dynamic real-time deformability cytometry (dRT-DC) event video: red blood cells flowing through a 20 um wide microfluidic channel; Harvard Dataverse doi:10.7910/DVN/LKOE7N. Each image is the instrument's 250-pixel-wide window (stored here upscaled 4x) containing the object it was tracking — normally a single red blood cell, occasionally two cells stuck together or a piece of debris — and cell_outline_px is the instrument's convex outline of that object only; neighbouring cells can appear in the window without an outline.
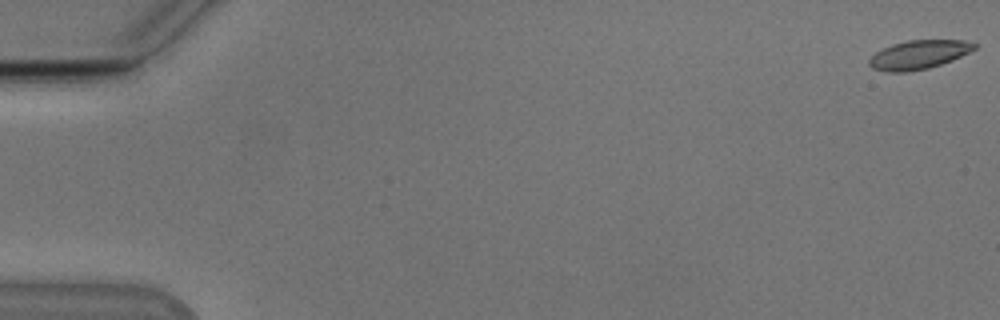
{"species": "Egyptian fruit bat (a non-hibernating species)", "species_latin": "Rousettus aegyptiacus", "temperature_condition": "cold", "stored_images_in_passage": 55, "camera_frame_rate_fps": 3000, "um_per_image_px": 0.085, "animal": {"sex": "male"}, "frame": {"image": 1, "passage_image": 1, "time_ms": 0.0, "image_size_px": [1000, 320], "cell_outline_px": [[976, 48], [952, 60], [928, 68], [908, 72], [888, 72], [872, 68], [868, 64], [868, 60], [876, 52], [892, 44], [908, 40], [964, 40], [976, 44]], "centroid_in_image_um": [78.06, 4.65], "position_along_channel_um": 6.9, "area_um2": 17.51}}
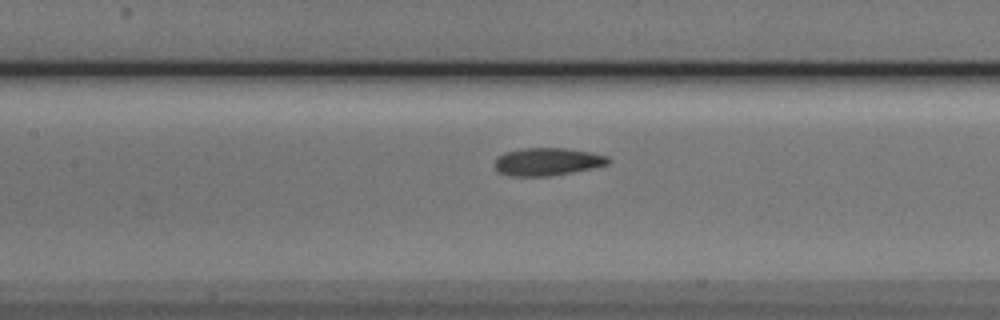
{"frame": {"image": 2, "passage_image": 26, "time_ms": 8.333, "image_size_px": [1000, 320], "cell_outline_px": [[612, 160], [608, 164], [592, 168], [572, 172], [548, 176], [508, 176], [496, 172], [496, 156], [504, 152], [520, 148], [564, 148], [588, 152], [608, 156]], "centroid_in_image_um": [46.49, 13.74], "position_along_channel_um": 160.9, "area_um2": 18.44}}
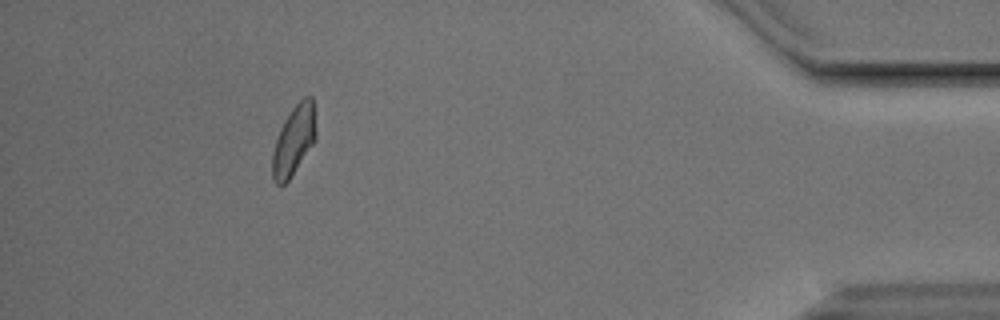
{"frame": {"image": 3, "passage_image": 50, "time_ms": 16.333, "image_size_px": [1000, 320], "cell_outline_px": [[316, 140], [288, 180], [284, 184], [276, 184], [272, 176], [272, 152], [280, 128], [284, 120], [292, 108], [304, 96], [312, 96], [316, 128]], "centroid_in_image_um": [24.98, 11.91], "position_along_channel_um": 410.2, "area_um2": 17.57}, "authors_computed_cell_mechanics": {"area_um2": 18.2648, "velocity_mm_per_s": 3.8118, "shape_relaxation_time_tau1_ms": null, "shape_relaxation_time_tau2_ms": 1.755, "deformation_change_tau1": null, "deformation_change_tau2": 0.0711}}